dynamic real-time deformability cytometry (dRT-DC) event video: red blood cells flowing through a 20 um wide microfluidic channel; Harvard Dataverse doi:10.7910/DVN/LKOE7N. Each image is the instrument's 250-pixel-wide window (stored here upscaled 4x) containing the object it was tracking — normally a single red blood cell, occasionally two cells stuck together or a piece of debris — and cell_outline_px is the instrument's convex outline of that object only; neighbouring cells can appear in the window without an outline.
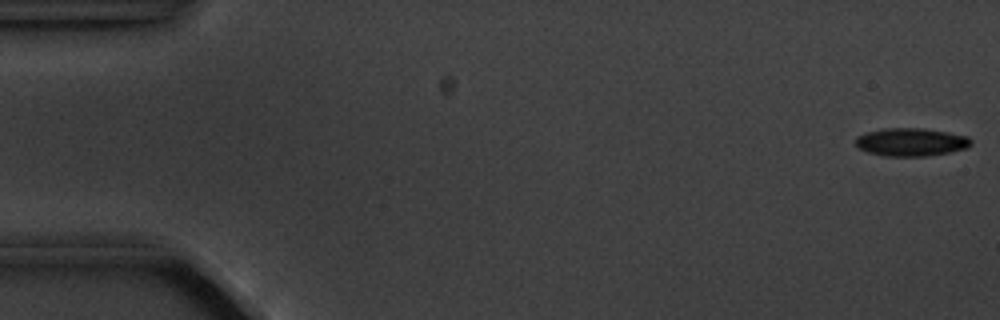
{"species": "common noctule bat (a hibernating species)", "species_latin": "Nyctalus noctula", "temperature_condition": "cold", "stored_images_in_passage": 5, "camera_frame_rate_fps": 3000, "um_per_image_px": 0.085, "animal": {"sex": "male", "body_mass_g": 20.1, "forearm_length_mm": 53.5}, "frame": {"image": 1, "passage_image": 1, "time_ms": 0.0, "image_size_px": [1000, 320], "cell_outline_px": [[972, 144], [968, 148], [948, 152], [924, 156], [888, 156], [868, 152], [860, 148], [856, 144], [856, 136], [868, 132], [884, 128], [924, 128], [948, 132], [968, 136], [972, 140]], "centroid_in_image_um": [77.48, 12.06], "position_along_channel_um": 7.5, "area_um2": 18.79}}
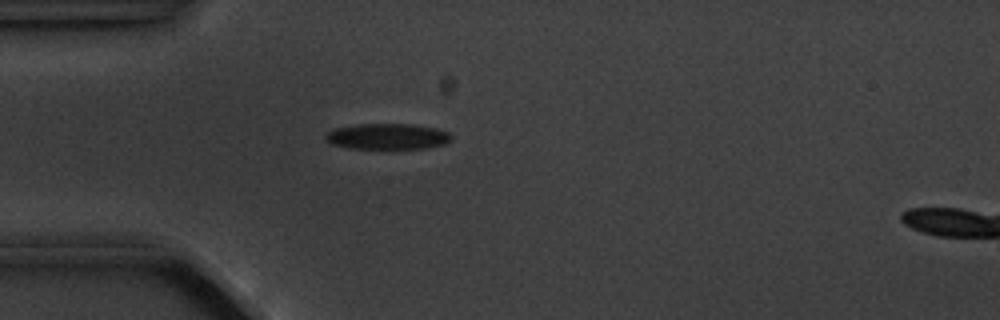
{"frame": {"image": 2, "passage_image": 5, "time_ms": 4.667, "image_size_px": [1000, 320], "cell_outline_px": [[452, 140], [444, 144], [428, 148], [348, 148], [332, 144], [324, 140], [324, 136], [328, 132], [336, 128], [360, 124], [412, 124], [436, 128], [448, 132], [452, 136]], "centroid_in_image_um": [32.95, 11.6], "position_along_channel_um": 52.1, "area_um2": 18.9}}